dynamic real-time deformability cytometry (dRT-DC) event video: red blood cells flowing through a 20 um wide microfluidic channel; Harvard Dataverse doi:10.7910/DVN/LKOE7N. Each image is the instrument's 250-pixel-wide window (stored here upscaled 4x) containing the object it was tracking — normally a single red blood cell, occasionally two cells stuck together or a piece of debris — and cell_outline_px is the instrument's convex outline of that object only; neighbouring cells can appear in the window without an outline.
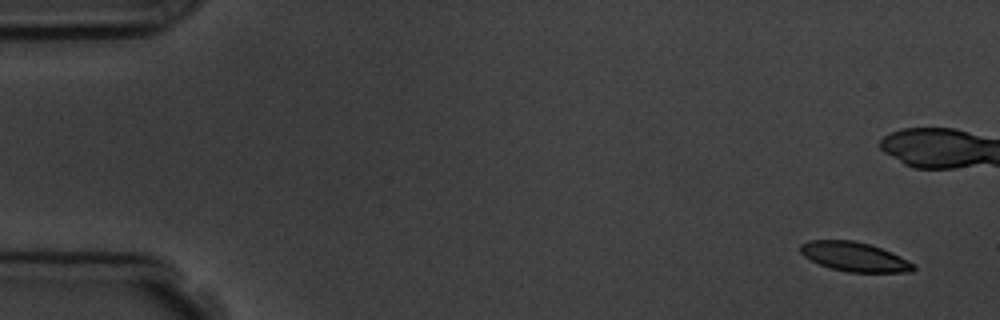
{"species": "common noctule bat (a hibernating species)", "species_latin": "Nyctalus noctula", "temperature_condition": "room temperature", "stored_images_in_passage": 6, "camera_frame_rate_fps": 3000, "um_per_image_px": 0.085, "animal": {"sex": "male", "body_mass_g": 19.5, "forearm_length_mm": 54.6}, "frame": {"image": 1, "passage_image": 1, "time_ms": 0.0, "image_size_px": [1000, 320], "cell_outline_px": [[916, 268], [912, 272], [848, 272], [832, 268], [820, 264], [804, 256], [800, 252], [800, 244], [808, 240], [852, 240], [868, 244], [892, 252], [916, 264]], "centroid_in_image_um": [72.65, 21.82], "position_along_channel_um": 12.3, "area_um2": 19.25}}